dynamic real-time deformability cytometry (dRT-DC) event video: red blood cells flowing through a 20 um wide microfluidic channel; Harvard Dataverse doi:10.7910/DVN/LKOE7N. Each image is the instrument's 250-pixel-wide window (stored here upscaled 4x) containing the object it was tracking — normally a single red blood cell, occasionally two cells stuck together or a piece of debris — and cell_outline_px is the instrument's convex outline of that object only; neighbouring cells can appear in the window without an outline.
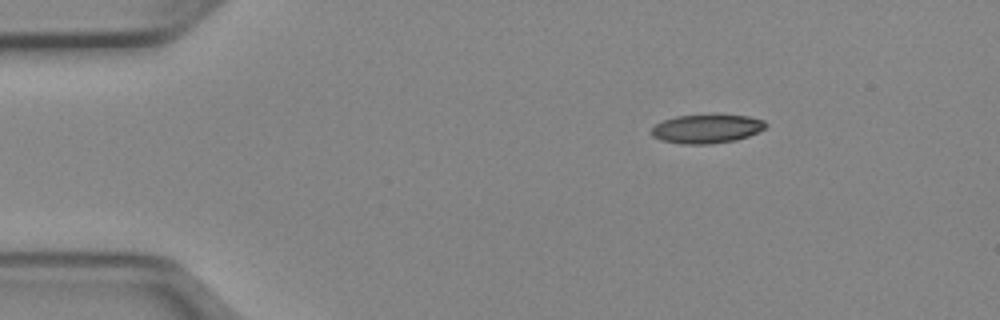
{"species": "Egyptian fruit bat (a non-hibernating species)", "species_latin": "Rousettus aegyptiacus", "temperature_condition": "cold", "stored_images_in_passage": 44, "camera_frame_rate_fps": 3000, "um_per_image_px": 0.085, "animal": {"sex": "female"}, "frame": {"image": 1, "passage_image": 1, "time_ms": 0.0, "image_size_px": [1000, 320], "cell_outline_px": [[768, 124], [764, 128], [748, 136], [736, 140], [708, 144], [680, 144], [660, 140], [652, 136], [652, 128], [656, 124], [664, 120], [676, 116], [712, 112], [748, 116], [764, 120]], "centroid_in_image_um": [60.07, 10.9], "position_along_channel_um": 24.9, "area_um2": 19.83}}
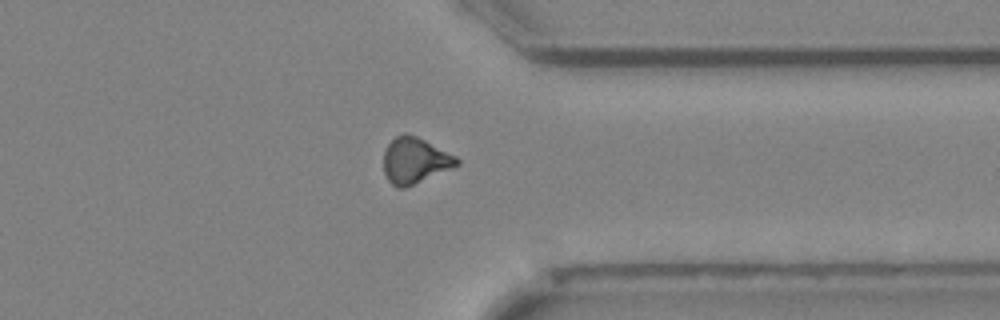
{"frame": {"image": 2, "passage_image": 33, "time_ms": 10.667, "image_size_px": [1000, 320], "cell_outline_px": [[460, 164], [452, 168], [404, 188], [396, 188], [388, 180], [384, 172], [384, 152], [388, 144], [396, 136], [404, 132], [416, 136], [456, 156], [460, 160]], "centroid_in_image_um": [35.26, 13.64], "position_along_channel_um": 376.1, "area_um2": 19.42}}
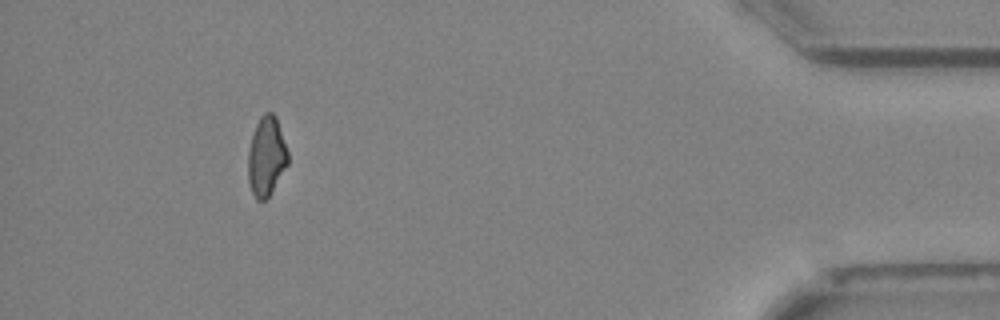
{"frame": {"image": 3, "passage_image": 40, "time_ms": 13.0, "image_size_px": [1000, 320], "cell_outline_px": [[288, 164], [268, 196], [264, 200], [256, 200], [252, 192], [248, 180], [248, 148], [256, 124], [260, 116], [264, 112], [272, 112], [276, 116], [288, 152]], "centroid_in_image_um": [22.63, 13.27], "position_along_channel_um": 412.6, "area_um2": 18.32}}